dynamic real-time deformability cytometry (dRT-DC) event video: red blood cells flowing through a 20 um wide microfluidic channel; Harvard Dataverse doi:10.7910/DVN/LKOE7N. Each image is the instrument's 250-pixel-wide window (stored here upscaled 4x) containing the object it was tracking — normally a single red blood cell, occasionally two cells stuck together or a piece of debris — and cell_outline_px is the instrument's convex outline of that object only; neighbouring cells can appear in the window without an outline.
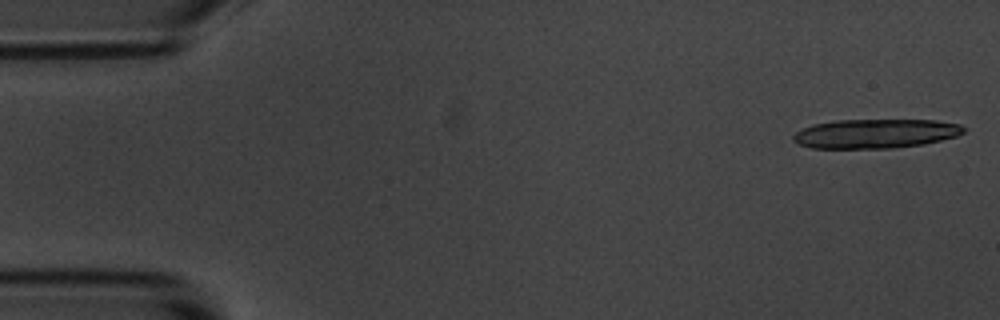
{"species": "common noctule bat (a hibernating species)", "species_latin": "Nyctalus noctula", "temperature_condition": "room temperature", "stored_images_in_passage": 9, "camera_frame_rate_fps": 3000, "um_per_image_px": 0.085, "animal": {"sex": "male", "body_mass_g": 20.1, "forearm_length_mm": 53.5}, "frame": {"image": 1, "passage_image": 1, "time_ms": 0.0, "image_size_px": [1000, 320], "cell_outline_px": [[964, 132], [956, 136], [924, 144], [892, 148], [812, 148], [800, 144], [792, 140], [792, 136], [796, 132], [812, 124], [836, 120], [936, 120], [960, 124], [964, 128]], "centroid_in_image_um": [74.4, 11.35], "position_along_channel_um": 10.6, "area_um2": 28.96}}